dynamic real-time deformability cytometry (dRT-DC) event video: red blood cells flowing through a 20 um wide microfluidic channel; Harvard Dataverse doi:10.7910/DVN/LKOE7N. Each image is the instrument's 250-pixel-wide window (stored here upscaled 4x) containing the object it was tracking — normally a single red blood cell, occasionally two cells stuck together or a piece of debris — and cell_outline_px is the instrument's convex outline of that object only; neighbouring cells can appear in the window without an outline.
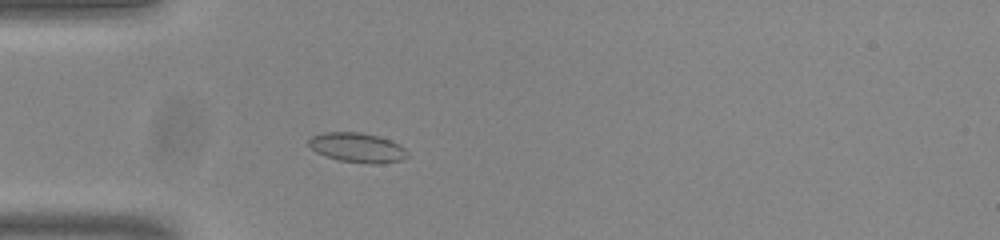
{"species": "common noctule bat (a hibernating species)", "species_latin": "Nyctalus noctula", "temperature_condition": "room temperature", "stored_images_in_passage": 48, "camera_frame_rate_fps": 3000, "um_per_image_px": 0.085, "animal": {"sex": "male", "body_mass_g": 20.0, "forearm_length_mm": 53.3}, "frame": {"image": 1, "passage_image": 10, "time_ms": 3.0, "image_size_px": [1000, 240], "cell_outline_px": [[408, 156], [400, 160], [340, 160], [324, 156], [316, 152], [308, 144], [308, 140], [312, 136], [324, 132], [360, 132], [376, 136], [400, 144], [408, 152]], "centroid_in_image_um": [30.28, 12.48], "position_along_channel_um": 54.7, "area_um2": 15.95}}
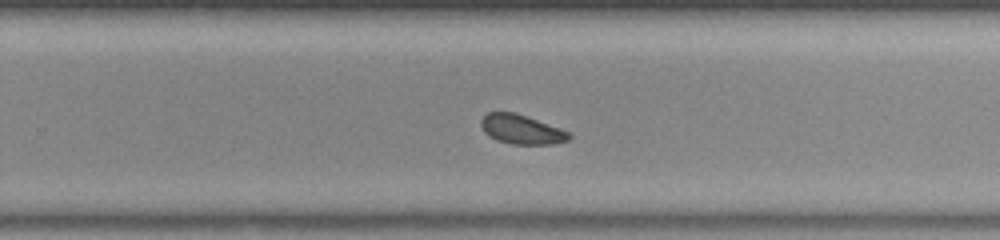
{"frame": {"image": 2, "passage_image": 29, "time_ms": 9.333, "image_size_px": [1000, 240], "cell_outline_px": [[572, 136], [568, 140], [552, 144], [512, 144], [496, 140], [488, 136], [484, 132], [480, 124], [480, 120], [488, 112], [516, 112], [568, 132]], "centroid_in_image_um": [44.27, 11.0], "position_along_channel_um": 285.5, "area_um2": 14.91}}
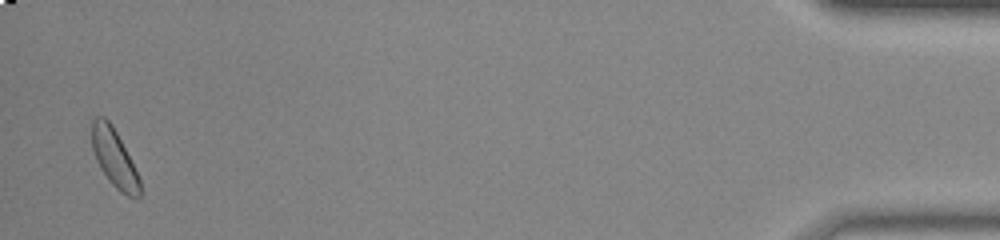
{"frame": {"image": 3, "passage_image": 47, "time_ms": 15.333, "image_size_px": [1000, 240], "cell_outline_px": [[140, 196], [128, 196], [120, 192], [108, 180], [100, 168], [96, 160], [92, 148], [92, 120], [96, 116], [104, 116], [112, 124], [140, 180]], "centroid_in_image_um": [9.67, 13.42], "position_along_channel_um": 425.5, "area_um2": 15.78}, "authors_computed_cell_mechanics": {"area_um2": 15.6927, "velocity_mm_per_s": 3.7706, "shape_relaxation_time_tau1_ms": 1.9754, "shape_relaxation_time_tau2_ms": null, "deformation_change_tau1": 0.0651, "deformation_change_tau2": null}}